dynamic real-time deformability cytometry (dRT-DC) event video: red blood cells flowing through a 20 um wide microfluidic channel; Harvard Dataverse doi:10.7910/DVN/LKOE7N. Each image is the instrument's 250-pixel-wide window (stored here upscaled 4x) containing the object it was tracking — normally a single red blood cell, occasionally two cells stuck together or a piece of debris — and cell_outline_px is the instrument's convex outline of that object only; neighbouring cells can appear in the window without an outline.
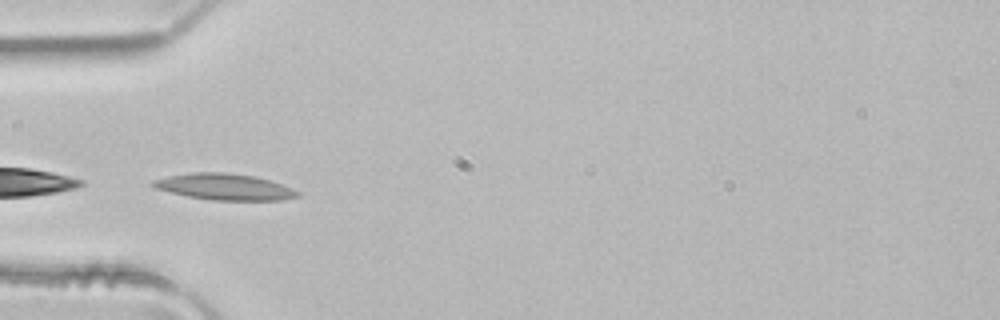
{"species": "common noctule bat (a hibernating species)", "species_latin": "Nyctalus noctula", "temperature_condition": "room temperature", "stored_images_in_passage": 3, "camera_frame_rate_fps": 3000, "um_per_image_px": 0.085, "animal": {"sex": "male", "body_mass_g": 21.5, "forearm_length_mm": 52.0}, "frame": {"image": 1, "passage_image": 3, "time_ms": 0.667, "image_size_px": [1000, 320], "cell_outline_px": [[300, 196], [284, 200], [212, 200], [188, 196], [168, 192], [156, 188], [152, 184], [152, 180], [168, 176], [192, 172], [224, 172], [252, 176], [268, 180], [292, 188], [300, 192]], "centroid_in_image_um": [19.08, 15.88], "position_along_channel_um": 65.9, "area_um2": 21.96}}